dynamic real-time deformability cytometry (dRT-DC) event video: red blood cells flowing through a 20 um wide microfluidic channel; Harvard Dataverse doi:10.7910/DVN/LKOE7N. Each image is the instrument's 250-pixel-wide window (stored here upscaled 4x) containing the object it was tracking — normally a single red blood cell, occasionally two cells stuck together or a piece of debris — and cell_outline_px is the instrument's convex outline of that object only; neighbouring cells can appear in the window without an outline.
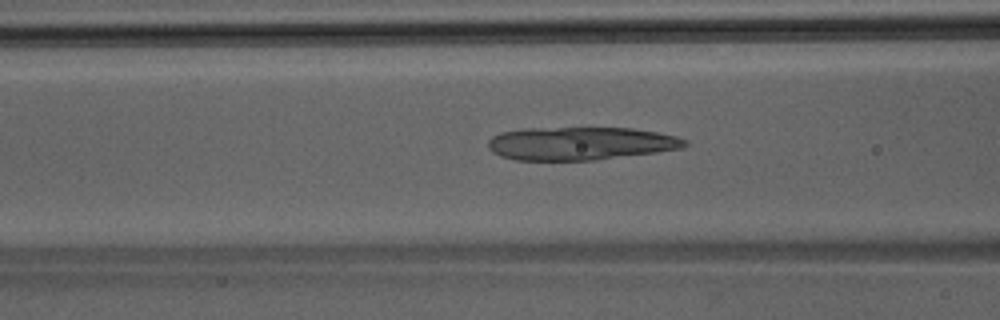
{"species": "Egyptian fruit bat (a non-hibernating species)", "species_latin": "Rousettus aegyptiacus", "temperature_condition": "room temperature", "stored_images_in_passage": 43, "camera_frame_rate_fps": 3000, "um_per_image_px": 0.085, "animal": {"sex": "male"}, "frame": {"image": 1, "passage_image": 16, "time_ms": 5.0, "image_size_px": [1000, 320], "cell_outline_px": [[688, 144], [680, 148], [656, 152], [596, 160], [516, 160], [500, 156], [492, 152], [488, 148], [488, 140], [492, 136], [500, 132], [524, 128], [632, 128], [656, 132], [676, 136], [688, 140]], "centroid_in_image_um": [49.3, 12.19], "position_along_channel_um": 117.3, "area_um2": 38.03}}
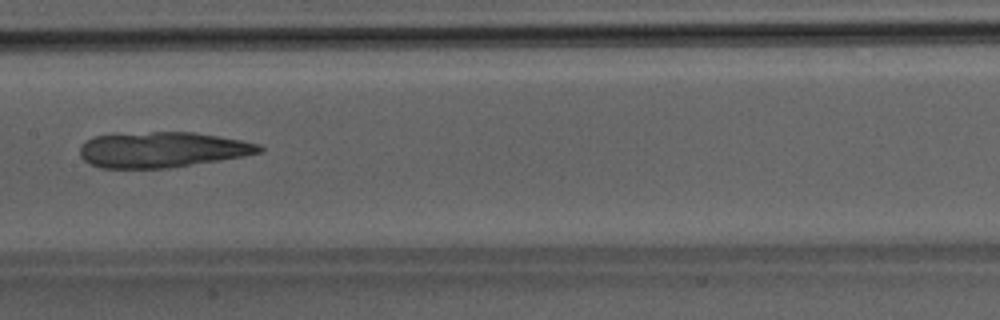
{"frame": {"image": 2, "passage_image": 21, "time_ms": 6.667, "image_size_px": [1000, 320], "cell_outline_px": [[264, 148], [260, 152], [244, 156], [168, 168], [100, 168], [88, 164], [80, 156], [80, 148], [88, 140], [96, 136], [152, 132], [192, 132], [240, 140], [260, 144]], "centroid_in_image_um": [13.78, 12.73], "position_along_channel_um": 193.6, "area_um2": 36.7}}
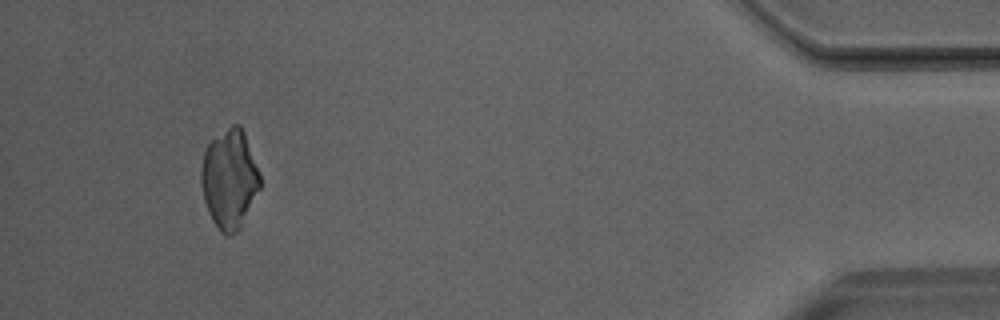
{"frame": {"image": 3, "passage_image": 40, "time_ms": 13.0, "image_size_px": [1000, 320], "cell_outline_px": [[260, 188], [240, 228], [232, 236], [224, 236], [220, 232], [212, 220], [208, 212], [204, 200], [200, 184], [200, 168], [204, 152], [208, 144], [212, 140], [232, 124], [240, 124], [244, 132], [260, 172]], "centroid_in_image_um": [19.49, 15.24], "position_along_channel_um": 415.7, "area_um2": 34.16}}